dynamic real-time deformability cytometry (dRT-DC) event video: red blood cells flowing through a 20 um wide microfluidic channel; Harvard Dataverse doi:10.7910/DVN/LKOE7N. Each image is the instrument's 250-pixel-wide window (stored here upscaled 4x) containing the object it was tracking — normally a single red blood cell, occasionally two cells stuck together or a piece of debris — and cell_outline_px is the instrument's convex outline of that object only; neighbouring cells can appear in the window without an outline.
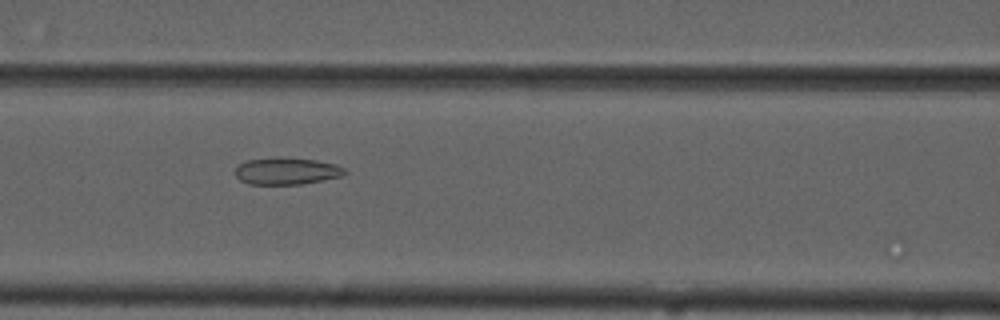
{"species": "common noctule bat (a hibernating species)", "species_latin": "Nyctalus noctula", "temperature_condition": "cold", "stored_images_in_passage": 7, "camera_frame_rate_fps": 3000, "um_per_image_px": 0.085, "animal": {"sex": "male", "forearm_length_mm": 52.5}, "frame": {"image": 1, "passage_image": 3, "time_ms": 2.333, "image_size_px": [1000, 320], "cell_outline_px": [[348, 172], [344, 176], [300, 184], [248, 184], [240, 180], [236, 176], [236, 168], [240, 164], [248, 160], [316, 160], [336, 164], [344, 168]], "centroid_in_image_um": [24.42, 14.59], "position_along_channel_um": 142.2, "area_um2": 16.36}}
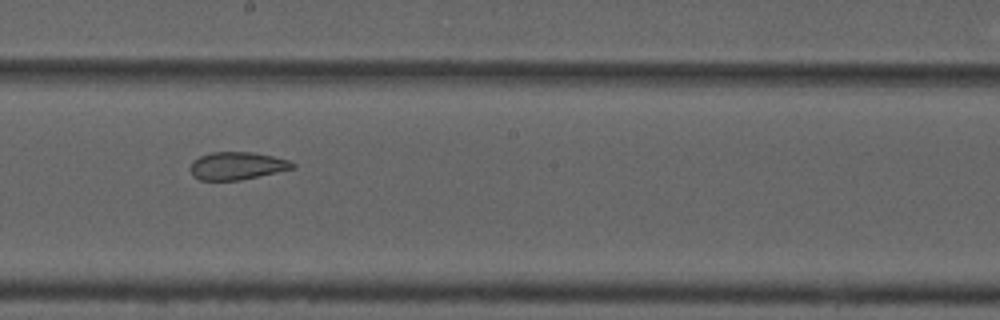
{"frame": {"image": 2, "passage_image": 5, "time_ms": 4.667, "image_size_px": [1000, 320], "cell_outline_px": [[296, 168], [240, 180], [200, 180], [192, 176], [188, 168], [192, 160], [200, 156], [212, 152], [252, 152], [272, 156], [288, 160], [296, 164]], "centroid_in_image_um": [20.11, 14.1], "position_along_channel_um": 228.1, "area_um2": 16.65}}
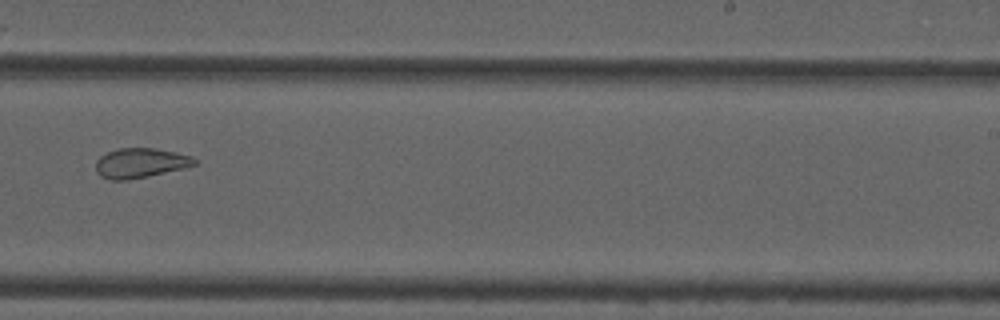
{"frame": {"image": 3, "passage_image": 6, "time_ms": 6.0, "image_size_px": [1000, 320], "cell_outline_px": [[200, 164], [184, 168], [148, 176], [128, 180], [112, 180], [100, 176], [96, 172], [96, 160], [100, 156], [108, 152], [120, 148], [152, 148], [192, 156], [200, 160]], "centroid_in_image_um": [11.96, 13.86], "position_along_channel_um": 277.0, "area_um2": 17.17}}